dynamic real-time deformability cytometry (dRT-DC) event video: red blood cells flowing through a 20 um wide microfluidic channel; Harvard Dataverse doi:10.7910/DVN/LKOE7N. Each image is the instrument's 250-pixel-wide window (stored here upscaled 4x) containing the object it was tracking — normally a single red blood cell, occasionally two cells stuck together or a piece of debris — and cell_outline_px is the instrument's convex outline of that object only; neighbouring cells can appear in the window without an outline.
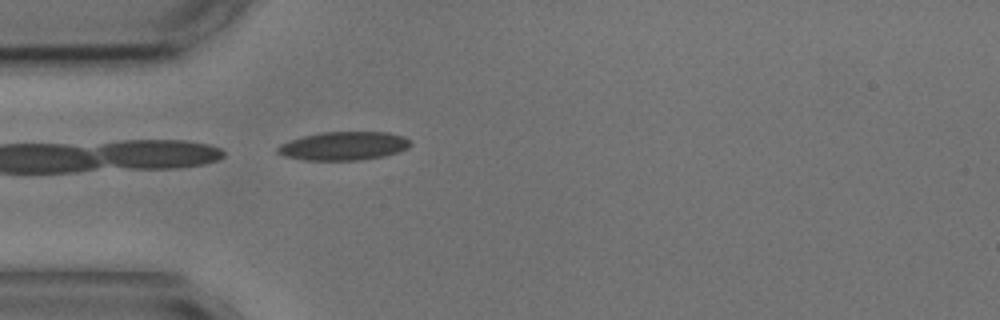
{"species": "common noctule bat (a hibernating species)", "species_latin": "Nyctalus noctula", "temperature_condition": "cold", "stored_images_in_passage": 2, "camera_frame_rate_fps": 3000, "um_per_image_px": 0.085, "animal": {"sex": "male", "body_mass_g": 17.9, "forearm_length_mm": 54.2}, "frame": {"image": 1, "passage_image": 2, "time_ms": 1.0, "image_size_px": [1000, 320], "cell_outline_px": [[412, 144], [408, 148], [400, 152], [384, 156], [356, 160], [304, 160], [284, 156], [276, 152], [276, 148], [280, 144], [304, 136], [320, 132], [388, 132], [404, 136]], "centroid_in_image_um": [29.23, 12.4], "position_along_channel_um": 55.8, "area_um2": 22.08}}